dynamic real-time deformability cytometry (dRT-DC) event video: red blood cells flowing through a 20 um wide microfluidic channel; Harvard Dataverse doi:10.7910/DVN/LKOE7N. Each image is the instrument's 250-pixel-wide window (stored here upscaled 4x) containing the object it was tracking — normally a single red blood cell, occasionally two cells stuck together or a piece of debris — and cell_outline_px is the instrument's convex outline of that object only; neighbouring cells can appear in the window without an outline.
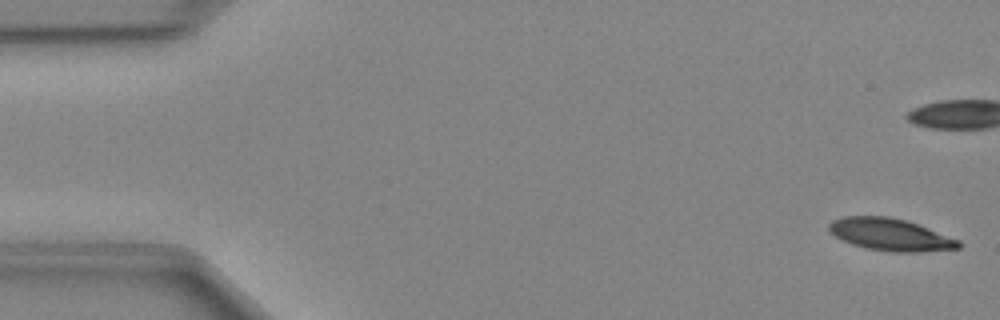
{"species": "Egyptian fruit bat (a non-hibernating species)", "species_latin": "Rousettus aegyptiacus", "temperature_condition": "cold", "stored_images_in_passage": 49, "camera_frame_rate_fps": 3000, "um_per_image_px": 0.085, "animal": {"sex": "female"}, "frame": {"image": 1, "passage_image": 1, "time_ms": 0.0, "image_size_px": [1000, 320], "cell_outline_px": [[960, 248], [920, 252], [892, 252], [864, 248], [852, 244], [836, 236], [828, 228], [828, 224], [832, 220], [844, 216], [888, 216], [904, 220], [916, 224], [960, 240]], "centroid_in_image_um": [75.67, 19.94], "position_along_channel_um": 9.3, "area_um2": 24.1}}
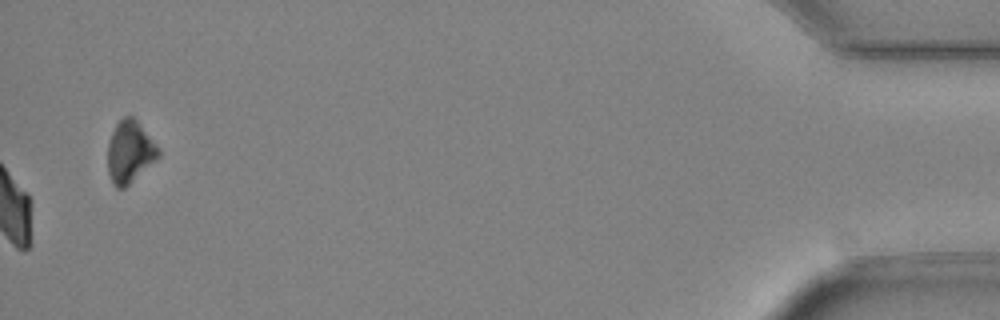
{"frame": {"image": 2, "passage_image": 49, "time_ms": 16.0, "image_size_px": [1000, 320], "cell_outline_px": [[160, 156], [124, 188], [116, 188], [112, 184], [108, 172], [108, 144], [112, 132], [116, 124], [124, 116], [132, 116], [136, 120], [160, 148]], "centroid_in_image_um": [11.03, 12.91], "position_along_channel_um": 424.2, "area_um2": 18.15}}